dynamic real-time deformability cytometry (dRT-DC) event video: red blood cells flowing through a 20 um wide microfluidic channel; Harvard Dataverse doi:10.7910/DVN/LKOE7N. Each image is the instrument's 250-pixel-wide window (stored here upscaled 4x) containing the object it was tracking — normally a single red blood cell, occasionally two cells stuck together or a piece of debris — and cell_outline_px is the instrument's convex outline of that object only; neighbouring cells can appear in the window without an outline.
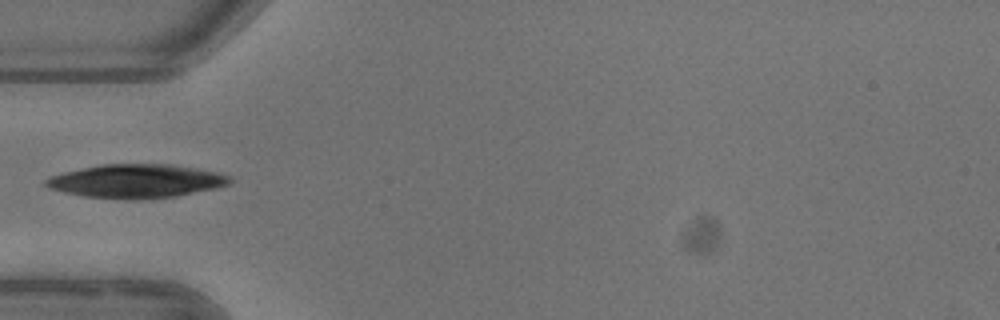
{"species": "common noctule bat (a hibernating species)", "species_latin": "Nyctalus noctula", "temperature_condition": "warm", "stored_images_in_passage": 4, "camera_frame_rate_fps": 3000, "um_per_image_px": 0.085, "animal": {"sex": "female"}, "frame": {"image": 1, "passage_image": 4, "time_ms": 4.333, "image_size_px": [1000, 320], "cell_outline_px": [[232, 180], [228, 184], [216, 188], [176, 196], [140, 200], [132, 200], [84, 196], [64, 192], [52, 188], [44, 184], [44, 180], [52, 176], [64, 172], [100, 164], [168, 164], [196, 168], [216, 172], [232, 176]], "centroid_in_image_um": [11.61, 15.39], "position_along_channel_um": 73.4, "area_um2": 35.95}}